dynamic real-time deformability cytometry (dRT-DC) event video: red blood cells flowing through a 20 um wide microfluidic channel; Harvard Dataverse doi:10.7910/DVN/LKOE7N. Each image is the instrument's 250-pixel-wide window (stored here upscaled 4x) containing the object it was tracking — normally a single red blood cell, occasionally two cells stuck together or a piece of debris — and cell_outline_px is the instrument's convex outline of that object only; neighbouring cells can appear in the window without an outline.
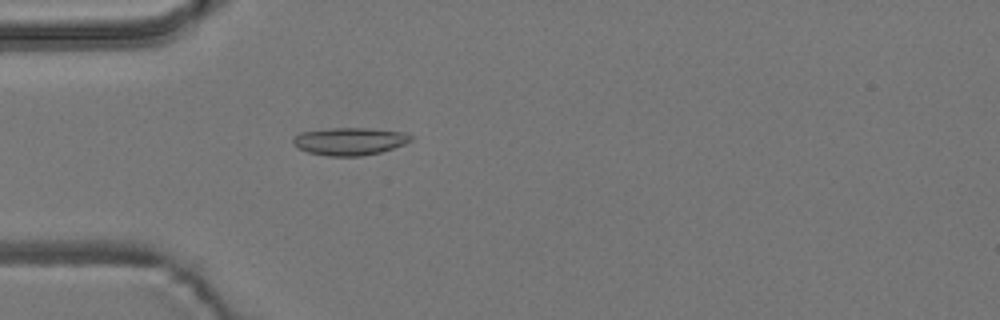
{"species": "common noctule bat (a hibernating species)", "species_latin": "Nyctalus noctula", "temperature_condition": "room temperature", "stored_images_in_passage": 3, "camera_frame_rate_fps": 3000, "um_per_image_px": 0.085, "animal": {"sex": "male", "body_mass_g": 19.2, "forearm_length_mm": 51.8}, "frame": {"image": 1, "passage_image": 3, "time_ms": 2.333, "image_size_px": [1000, 320], "cell_outline_px": [[416, 136], [412, 140], [404, 144], [380, 152], [360, 156], [328, 156], [308, 152], [292, 144], [292, 136], [300, 132], [332, 128], [368, 128], [404, 132]], "centroid_in_image_um": [29.72, 12.0], "position_along_channel_um": 55.3, "area_um2": 19.02}}